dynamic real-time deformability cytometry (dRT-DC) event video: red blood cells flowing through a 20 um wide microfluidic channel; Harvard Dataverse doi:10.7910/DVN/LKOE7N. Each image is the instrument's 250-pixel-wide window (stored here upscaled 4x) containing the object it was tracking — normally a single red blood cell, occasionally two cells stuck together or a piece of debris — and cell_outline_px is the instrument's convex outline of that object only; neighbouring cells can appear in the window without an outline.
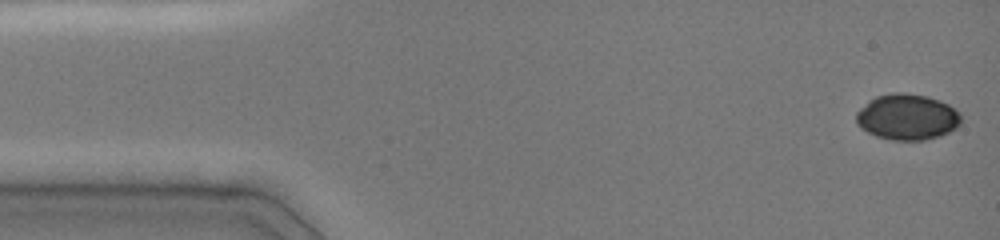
{"species": "common noctule bat (a hibernating species)", "species_latin": "Nyctalus noctula", "temperature_condition": "cold", "stored_images_in_passage": 8, "camera_frame_rate_fps": 3000, "um_per_image_px": 0.085, "animal": {"sex": "female", "body_mass_g": 19.0, "forearm_length_mm": 51.5}, "frame": {"image": 1, "passage_image": 1, "time_ms": 0.0, "image_size_px": [1000, 240], "cell_outline_px": [[960, 124], [956, 128], [940, 136], [924, 140], [892, 140], [876, 136], [860, 128], [856, 124], [856, 112], [868, 100], [876, 96], [892, 92], [904, 92], [928, 96], [940, 100], [956, 108], [960, 112]], "centroid_in_image_um": [77.1, 9.93], "position_along_channel_um": 7.9, "area_um2": 28.38}}
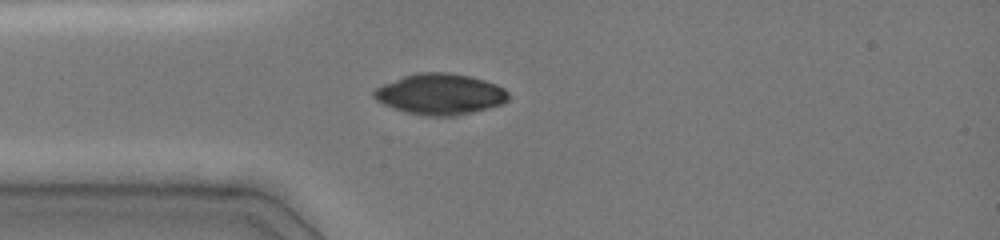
{"frame": {"image": 2, "passage_image": 6, "time_ms": 1.667, "image_size_px": [1000, 240], "cell_outline_px": [[508, 100], [500, 104], [488, 108], [456, 116], [424, 116], [392, 108], [376, 100], [372, 96], [372, 92], [376, 88], [384, 84], [404, 76], [420, 72], [448, 72], [468, 76], [484, 80], [496, 84], [504, 88], [508, 92]], "centroid_in_image_um": [37.4, 8.0], "position_along_channel_um": 47.6, "area_um2": 31.91}}
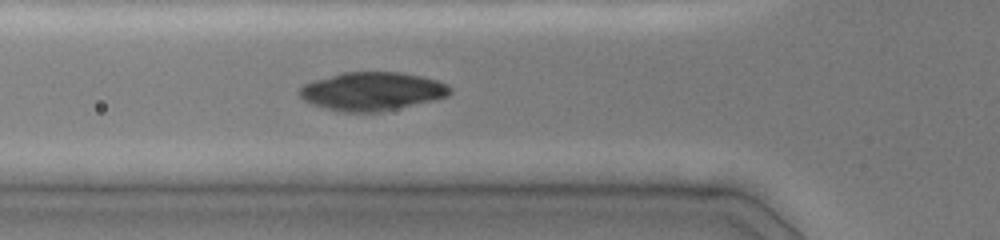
{"frame": {"image": 3, "passage_image": 8, "time_ms": 2.333, "image_size_px": [1000, 240], "cell_outline_px": [[452, 92], [448, 96], [432, 100], [380, 112], [344, 112], [312, 104], [304, 100], [300, 96], [300, 88], [304, 84], [312, 80], [344, 72], [400, 72], [440, 80], [448, 84], [452, 88]], "centroid_in_image_um": [31.66, 7.75], "position_along_channel_um": 94.1, "area_um2": 33.58}}